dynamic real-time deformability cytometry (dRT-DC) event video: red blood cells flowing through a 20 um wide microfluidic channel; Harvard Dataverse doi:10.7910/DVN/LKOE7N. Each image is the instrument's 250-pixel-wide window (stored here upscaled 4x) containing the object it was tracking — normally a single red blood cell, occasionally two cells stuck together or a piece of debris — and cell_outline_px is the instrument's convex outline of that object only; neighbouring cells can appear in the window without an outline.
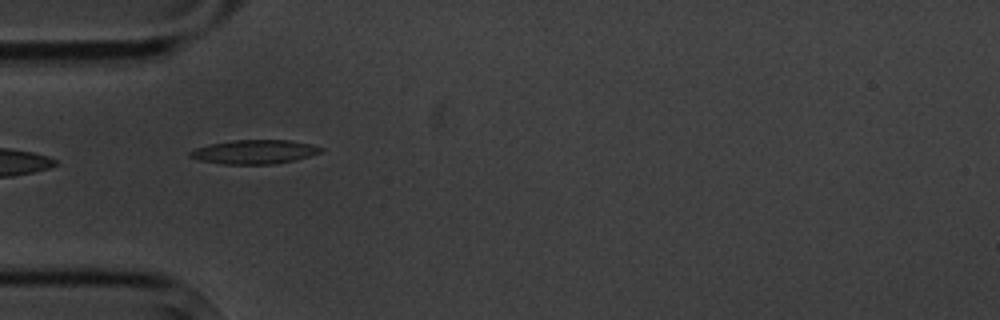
{"species": "common noctule bat (a hibernating species)", "species_latin": "Nyctalus noctula", "temperature_condition": "cold", "stored_images_in_passage": 2, "camera_frame_rate_fps": 3000, "um_per_image_px": 0.085, "animal": {"sex": "male", "body_mass_g": 20.1, "forearm_length_mm": 53.5}, "frame": {"image": 1, "passage_image": 1, "time_ms": 0.0, "image_size_px": [1000, 320], "cell_outline_px": [[324, 148], [320, 152], [296, 160], [272, 164], [224, 164], [200, 160], [188, 156], [188, 152], [196, 148], [208, 144], [232, 140], [288, 140], [312, 144]], "centroid_in_image_um": [21.61, 12.9], "position_along_channel_um": 63.4, "area_um2": 18.26}}